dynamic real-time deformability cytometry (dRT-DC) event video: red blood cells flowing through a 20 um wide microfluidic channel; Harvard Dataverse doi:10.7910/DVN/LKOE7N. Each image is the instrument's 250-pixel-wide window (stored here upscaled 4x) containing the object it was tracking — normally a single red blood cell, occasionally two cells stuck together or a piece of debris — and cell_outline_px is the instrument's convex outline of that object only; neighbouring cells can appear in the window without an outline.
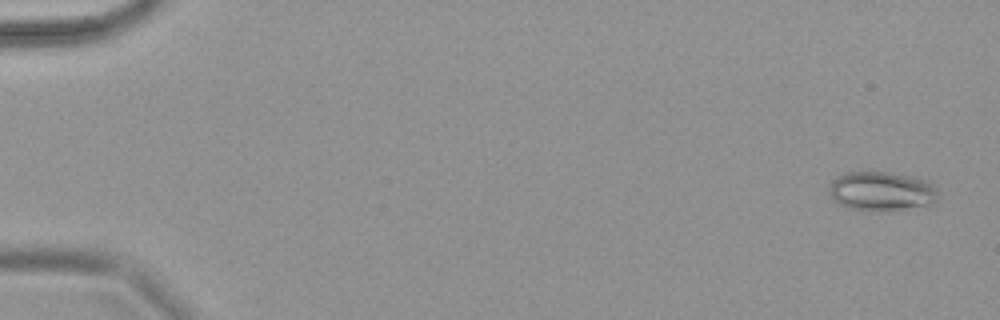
{"species": "common noctule bat (a hibernating species)", "species_latin": "Nyctalus noctula", "temperature_condition": "warm", "stored_images_in_passage": 59, "camera_frame_rate_fps": 3000, "um_per_image_px": 0.085, "animal": {"sex": "female", "body_mass_g": 18.4}, "frame": {"image": 1, "passage_image": 3, "time_ms": 0.667, "image_size_px": [1000, 320], "cell_outline_px": [[936, 200], [928, 208], [888, 212], [872, 212], [848, 208], [832, 200], [828, 192], [828, 188], [832, 180], [836, 176], [848, 172], [888, 172], [916, 176], [936, 184]], "centroid_in_image_um": [74.98, 16.29], "position_along_channel_um": 10.0, "area_um2": 26.18}}
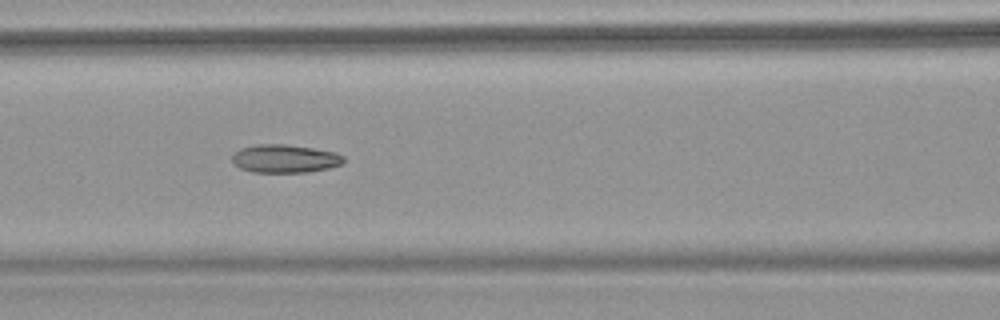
{"frame": {"image": 2, "passage_image": 32, "time_ms": 10.333, "image_size_px": [1000, 320], "cell_outline_px": [[344, 160], [340, 164], [328, 168], [308, 172], [252, 172], [240, 168], [232, 164], [232, 156], [240, 148], [256, 144], [284, 144], [312, 148], [336, 152], [344, 156]], "centroid_in_image_um": [24.18, 13.48], "position_along_channel_um": 142.4, "area_um2": 18.32}}
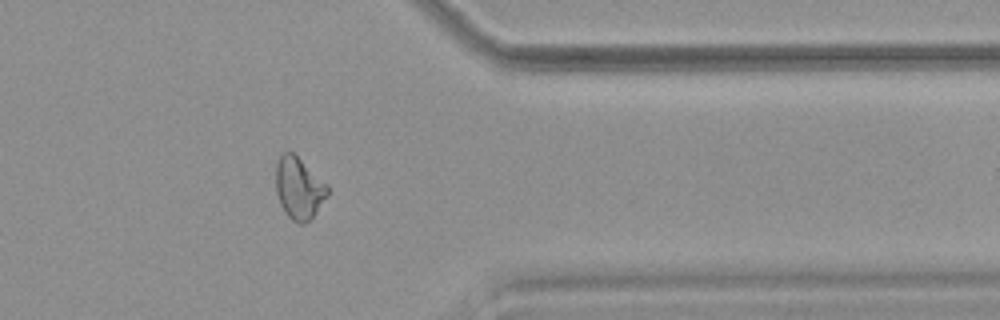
{"frame": {"image": 3, "passage_image": 57, "time_ms": 18.667, "image_size_px": [1000, 320], "cell_outline_px": [[328, 196], [316, 212], [304, 224], [300, 224], [292, 220], [284, 212], [280, 204], [276, 192], [276, 164], [280, 156], [284, 152], [292, 152], [328, 184]], "centroid_in_image_um": [25.41, 16.0], "position_along_channel_um": 386.0, "area_um2": 18.55}}